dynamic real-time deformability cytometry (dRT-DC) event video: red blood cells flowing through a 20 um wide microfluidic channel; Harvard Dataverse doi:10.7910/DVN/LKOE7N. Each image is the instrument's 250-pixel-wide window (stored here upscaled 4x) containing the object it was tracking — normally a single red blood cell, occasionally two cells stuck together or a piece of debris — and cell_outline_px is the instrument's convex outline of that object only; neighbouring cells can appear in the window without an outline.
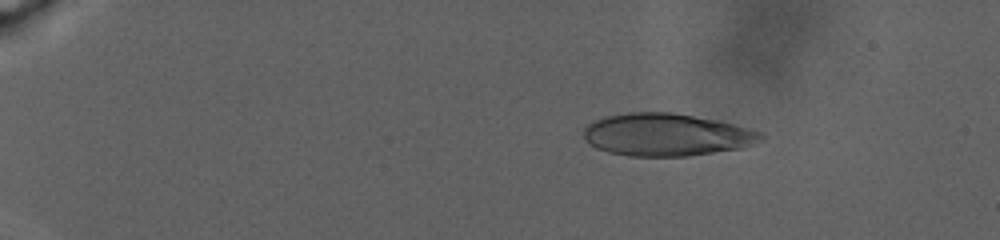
{"species": "human", "species_latin": "Homo sapiens", "temperature_condition": "warm", "stored_images_in_passage": 81, "camera_frame_rate_fps": 3000, "um_per_image_px": 0.085, "donor": {"sex": "male"}, "frame": {"image": 1, "passage_image": 16, "time_ms": 5.667, "image_size_px": [1000, 240], "cell_outline_px": [[764, 136], [760, 140], [740, 148], [688, 156], [628, 156], [608, 152], [596, 148], [588, 144], [584, 140], [584, 128], [588, 124], [596, 120], [608, 116], [628, 112], [672, 112], [716, 120], [764, 132]], "centroid_in_image_um": [56.61, 11.45], "position_along_channel_um": 28.4, "area_um2": 43.75}}
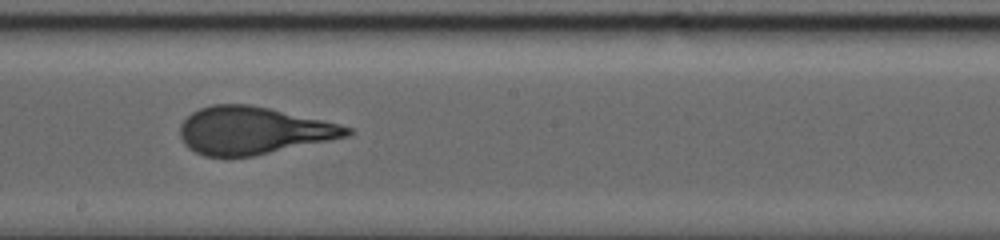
{"frame": {"image": 2, "passage_image": 51, "time_ms": 20.0, "image_size_px": [1000, 240], "cell_outline_px": [[352, 136], [252, 156], [204, 156], [188, 148], [184, 144], [180, 136], [180, 124], [192, 112], [200, 108], [212, 104], [248, 104], [268, 108], [340, 124], [352, 128]], "centroid_in_image_um": [21.52, 11.1], "position_along_channel_um": 226.7, "area_um2": 46.01}}
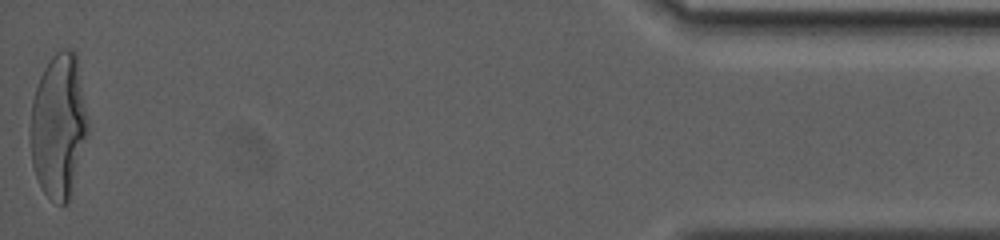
{"frame": {"image": 3, "passage_image": 81, "time_ms": 32.333, "image_size_px": [1000, 240], "cell_outline_px": [[88, 132], [68, 204], [60, 204], [48, 196], [44, 192], [36, 176], [32, 164], [28, 128], [32, 100], [40, 76], [44, 68], [52, 56], [56, 52], [64, 48], [72, 48], [76, 52], [88, 120]], "centroid_in_image_um": [4.96, 10.67], "position_along_channel_um": 430.2, "area_um2": 48.61}}